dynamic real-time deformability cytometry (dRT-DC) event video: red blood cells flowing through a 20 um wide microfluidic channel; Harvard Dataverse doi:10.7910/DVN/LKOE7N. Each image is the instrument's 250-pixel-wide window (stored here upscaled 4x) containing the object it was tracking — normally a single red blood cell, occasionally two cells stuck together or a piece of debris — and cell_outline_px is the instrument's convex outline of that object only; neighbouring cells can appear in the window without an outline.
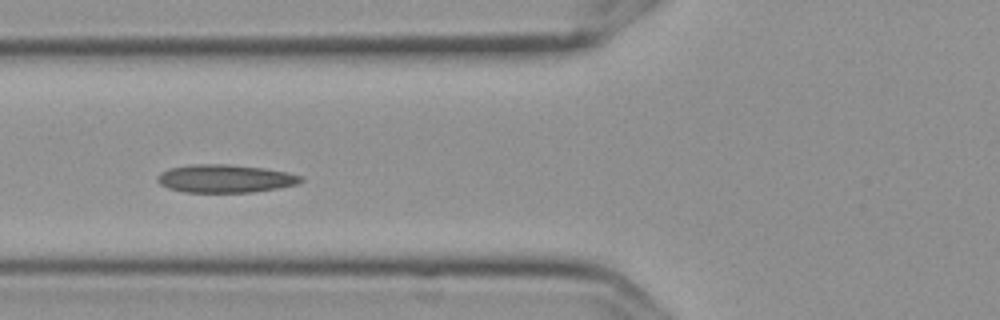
{"species": "Egyptian fruit bat (a non-hibernating species)", "species_latin": "Rousettus aegyptiacus", "temperature_condition": "cold", "stored_images_in_passage": 9, "camera_frame_rate_fps": 3000, "um_per_image_px": 0.085, "frame": {"image": 1, "passage_image": 6, "time_ms": 1.667, "image_size_px": [1000, 320], "cell_outline_px": [[304, 180], [300, 184], [252, 192], [184, 192], [168, 188], [160, 184], [156, 180], [156, 176], [160, 172], [168, 168], [192, 164], [228, 164], [264, 168], [284, 172], [300, 176]], "centroid_in_image_um": [19.09, 15.17], "position_along_channel_um": 106.7, "area_um2": 23.47}}
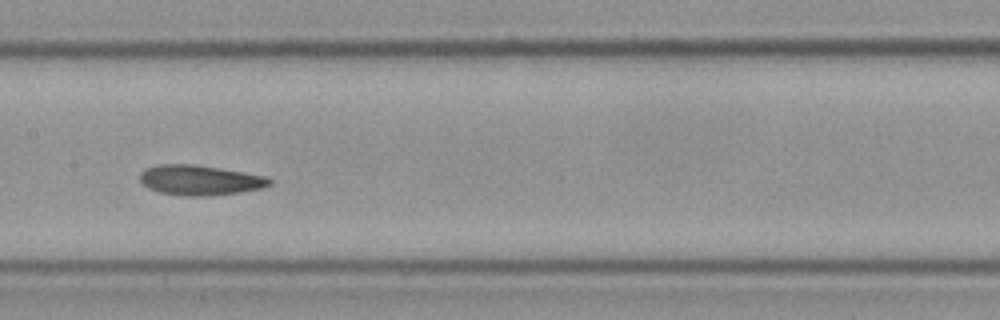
{"frame": {"image": 2, "passage_image": 8, "time_ms": 2.333, "image_size_px": [1000, 320], "cell_outline_px": [[272, 184], [264, 188], [240, 192], [208, 196], [188, 196], [160, 192], [148, 188], [140, 180], [140, 172], [148, 168], [160, 164], [192, 164], [264, 176], [272, 180]], "centroid_in_image_um": [16.99, 15.32], "position_along_channel_um": 190.4, "area_um2": 22.37}}
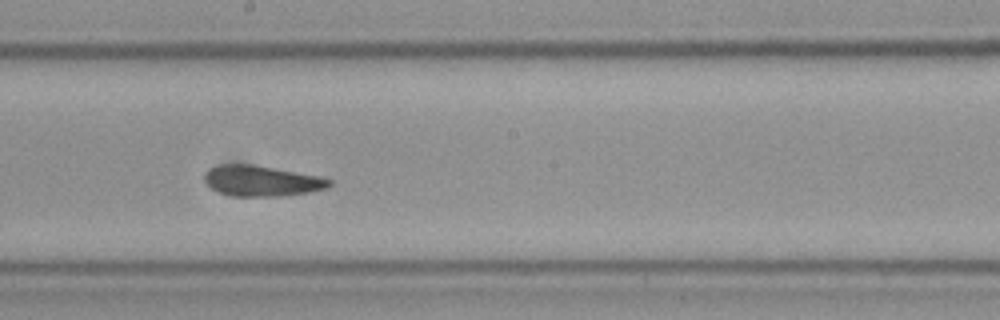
{"frame": {"image": 3, "passage_image": 9, "time_ms": 2.667, "image_size_px": [1000, 320], "cell_outline_px": [[332, 184], [328, 188], [308, 192], [280, 196], [232, 196], [220, 192], [212, 188], [204, 180], [204, 172], [208, 168], [224, 164], [252, 164], [316, 176], [332, 180]], "centroid_in_image_um": [22.21, 15.37], "position_along_channel_um": 226.0, "area_um2": 22.02}}